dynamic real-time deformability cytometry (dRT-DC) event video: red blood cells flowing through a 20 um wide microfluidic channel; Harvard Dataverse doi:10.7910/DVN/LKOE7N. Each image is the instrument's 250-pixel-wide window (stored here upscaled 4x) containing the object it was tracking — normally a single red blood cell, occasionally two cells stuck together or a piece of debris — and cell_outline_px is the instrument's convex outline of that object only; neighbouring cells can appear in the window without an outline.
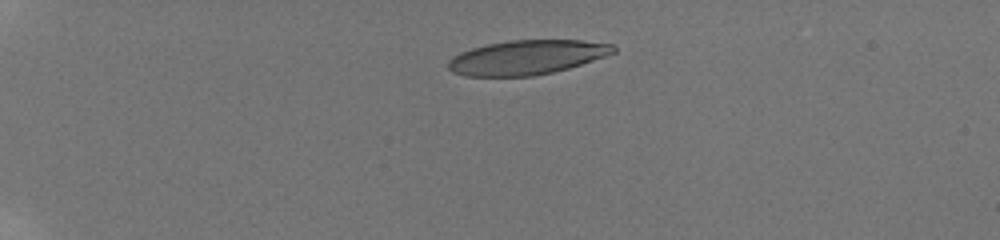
{"species": "human", "species_latin": "Homo sapiens", "temperature_condition": "room temperature", "stored_images_in_passage": 42, "camera_frame_rate_fps": 3000, "um_per_image_px": 0.085, "donor": {"sex": "male"}, "frame": {"image": 1, "passage_image": 1, "time_ms": 0.0, "image_size_px": [1000, 240], "cell_outline_px": [[616, 52], [568, 68], [552, 72], [532, 76], [464, 76], [452, 72], [448, 68], [448, 60], [452, 56], [460, 52], [472, 48], [488, 44], [508, 40], [584, 40], [612, 44], [616, 48]], "centroid_in_image_um": [44.74, 4.87], "position_along_channel_um": 40.3, "area_um2": 33.06}}
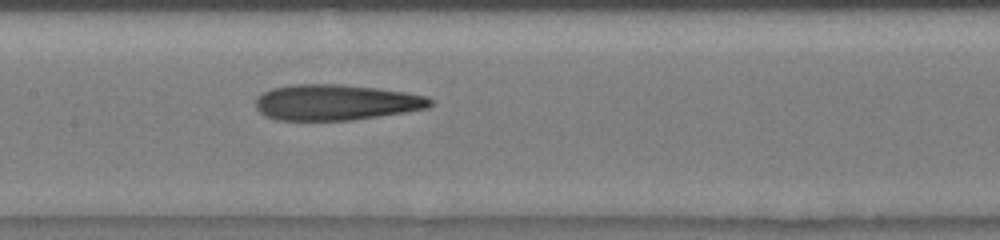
{"frame": {"image": 2, "passage_image": 18, "time_ms": 5.667, "image_size_px": [1000, 240], "cell_outline_px": [[436, 104], [428, 108], [408, 112], [352, 120], [276, 120], [264, 116], [256, 108], [256, 100], [264, 92], [272, 88], [292, 84], [340, 84], [376, 88], [404, 92], [428, 96], [436, 100]], "centroid_in_image_um": [28.62, 8.7], "position_along_channel_um": 178.8, "area_um2": 36.7}}
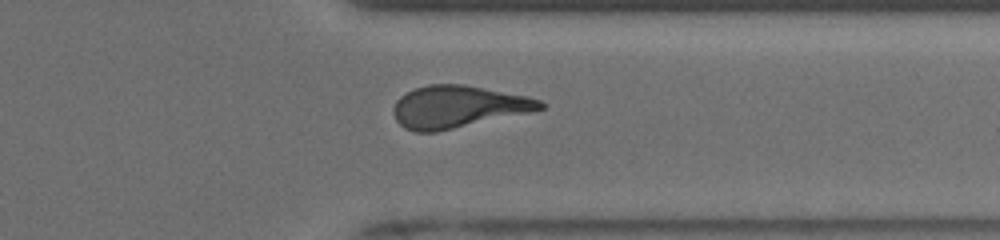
{"frame": {"image": 3, "passage_image": 33, "time_ms": 10.667, "image_size_px": [1000, 240], "cell_outline_px": [[544, 108], [528, 112], [436, 132], [416, 132], [404, 128], [396, 120], [392, 112], [392, 108], [396, 100], [400, 96], [416, 88], [428, 84], [464, 84], [528, 96], [540, 100], [544, 104]], "centroid_in_image_um": [38.87, 9.07], "position_along_channel_um": 372.5, "area_um2": 35.84}, "authors_computed_cell_mechanics": {"area_um2": 35.7204, "velocity_mm_per_s": 3.8723, "shape_relaxation_time_tau1_ms": 8.027, "shape_relaxation_time_tau2_ms": 2.4222, "deformation_change_tau1": 0.2605, "deformation_change_tau2": 0.1272}}